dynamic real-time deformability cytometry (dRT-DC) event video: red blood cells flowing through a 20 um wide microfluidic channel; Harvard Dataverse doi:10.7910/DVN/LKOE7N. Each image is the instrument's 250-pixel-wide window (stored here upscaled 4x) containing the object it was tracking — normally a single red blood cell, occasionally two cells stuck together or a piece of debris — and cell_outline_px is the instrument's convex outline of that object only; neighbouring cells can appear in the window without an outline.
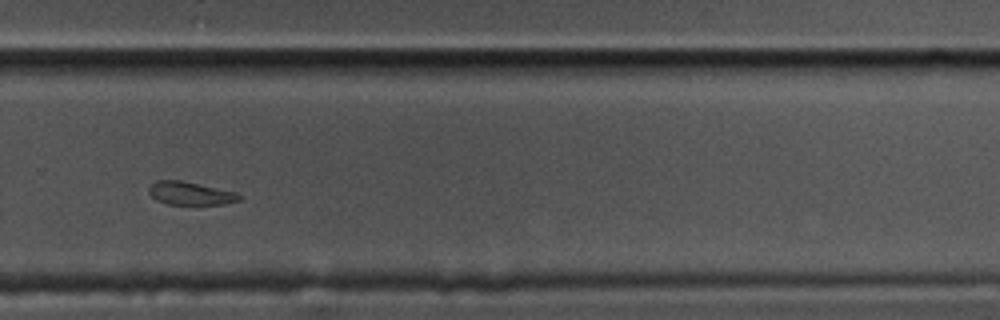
{"species": "common noctule bat (a hibernating species)", "species_latin": "Nyctalus noctula", "temperature_condition": "cold", "stored_images_in_passage": 43, "segment_of_instrument_passage": [1, 2], "camera_frame_rate_fps": 3000, "um_per_image_px": 0.085, "animal": {"sex": "male", "body_mass_g": 17.5, "forearm_length_mm": 52.3}, "frame": {"image": 1, "passage_image": 25, "time_ms": 8.0, "image_size_px": [1000, 320], "cell_outline_px": [[244, 196], [240, 200], [224, 204], [168, 204], [156, 200], [148, 192], [148, 188], [156, 180], [180, 180], [236, 192]], "centroid_in_image_um": [16.19, 16.43], "position_along_channel_um": 313.6, "area_um2": 12.14}}